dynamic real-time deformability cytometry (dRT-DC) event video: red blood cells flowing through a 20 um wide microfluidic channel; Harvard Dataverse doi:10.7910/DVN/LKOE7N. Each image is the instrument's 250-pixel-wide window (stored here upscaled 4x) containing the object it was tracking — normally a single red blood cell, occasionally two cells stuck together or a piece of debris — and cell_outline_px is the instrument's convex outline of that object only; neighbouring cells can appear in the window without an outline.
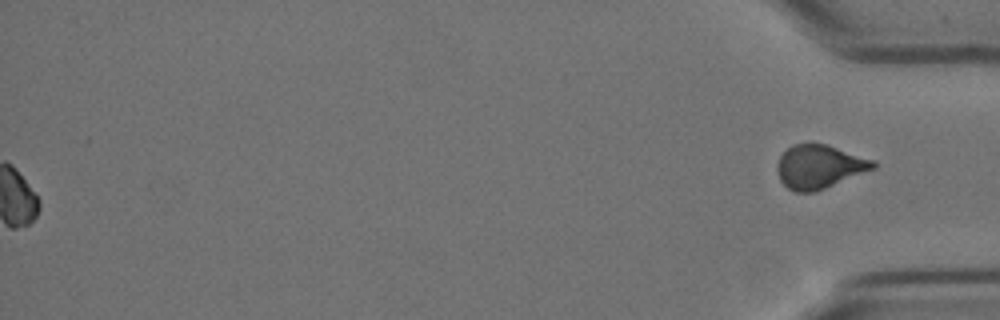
{"species": "Egyptian fruit bat (a non-hibernating species)", "species_latin": "Rousettus aegyptiacus", "temperature_condition": "cold", "stored_images_in_passage": 50, "segment_of_instrument_passage": [2, 2], "camera_frame_rate_fps": 3000, "um_per_image_px": 0.085, "animal": {"sex": "female"}, "frame": {"image": 1, "passage_image": 50, "time_ms": 16.333, "image_size_px": [1000, 320], "cell_outline_px": [[876, 168], [824, 188], [812, 192], [796, 192], [788, 188], [780, 180], [776, 168], [776, 164], [780, 156], [792, 144], [812, 140], [828, 144], [876, 160]], "centroid_in_image_um": [69.64, 14.11], "position_along_channel_um": 365.6, "area_um2": 24.91}}